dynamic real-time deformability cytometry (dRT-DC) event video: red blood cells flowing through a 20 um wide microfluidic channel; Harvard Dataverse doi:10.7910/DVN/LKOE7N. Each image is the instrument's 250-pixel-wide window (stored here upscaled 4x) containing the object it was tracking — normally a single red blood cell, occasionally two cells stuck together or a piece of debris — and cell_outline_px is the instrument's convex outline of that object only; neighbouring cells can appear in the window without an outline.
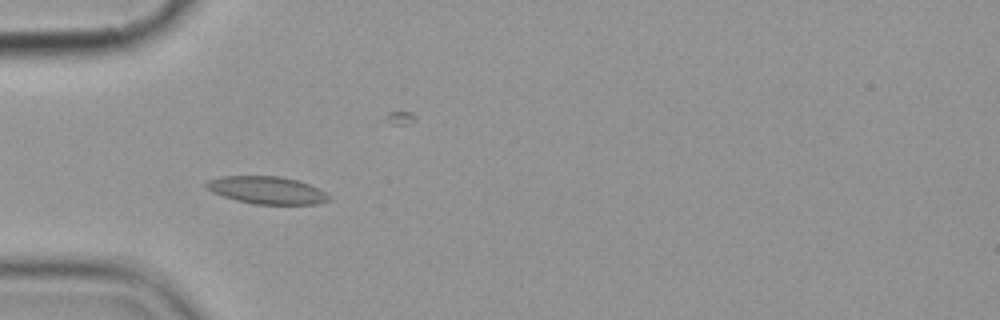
{"species": "common noctule bat (a hibernating species)", "species_latin": "Nyctalus noctula", "temperature_condition": "cold", "stored_images_in_passage": 2, "camera_frame_rate_fps": 3000, "um_per_image_px": 0.085, "animal": {"sex": "female", "body_mass_g": 19.9}, "frame": {"image": 1, "passage_image": 1, "time_ms": 0.0, "image_size_px": [1000, 320], "cell_outline_px": [[332, 200], [320, 204], [252, 204], [236, 200], [212, 192], [204, 184], [208, 180], [220, 176], [280, 176], [296, 180], [308, 184], [332, 196]], "centroid_in_image_um": [22.7, 16.17], "position_along_channel_um": 62.3, "area_um2": 19.65}}
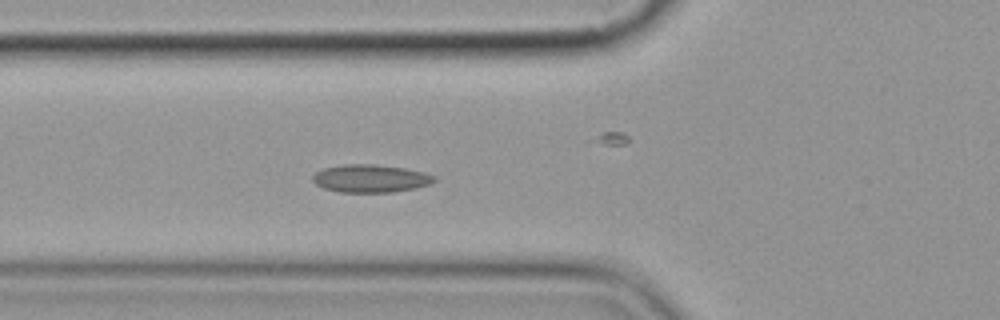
{"frame": {"image": 2, "passage_image": 2, "time_ms": 1.0, "image_size_px": [1000, 320], "cell_outline_px": [[436, 180], [432, 184], [392, 192], [340, 192], [324, 188], [316, 184], [312, 180], [312, 176], [316, 172], [324, 168], [344, 164], [376, 164], [404, 168], [424, 172], [436, 176]], "centroid_in_image_um": [31.5, 15.16], "position_along_channel_um": 94.3, "area_um2": 19.71}}